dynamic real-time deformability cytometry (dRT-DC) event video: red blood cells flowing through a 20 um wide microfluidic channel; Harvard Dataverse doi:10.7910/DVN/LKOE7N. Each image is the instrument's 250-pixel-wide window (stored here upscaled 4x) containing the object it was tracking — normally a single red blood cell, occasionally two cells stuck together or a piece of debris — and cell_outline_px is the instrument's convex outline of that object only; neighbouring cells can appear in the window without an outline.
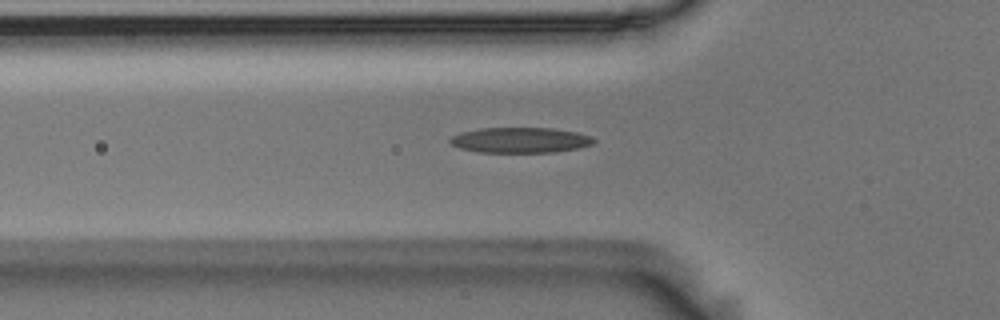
{"species": "Egyptian fruit bat (a non-hibernating species)", "species_latin": "Rousettus aegyptiacus", "temperature_condition": "room temperature", "stored_images_in_passage": 39, "camera_frame_rate_fps": 3000, "um_per_image_px": 0.085, "animal": {"sex": "male"}, "frame": {"image": 1, "passage_image": 2, "time_ms": 0.333, "image_size_px": [1000, 320], "cell_outline_px": [[596, 140], [592, 144], [576, 148], [556, 152], [476, 152], [460, 148], [452, 144], [448, 140], [452, 136], [460, 132], [480, 128], [552, 128], [576, 132], [588, 136]], "centroid_in_image_um": [44.17, 11.91], "position_along_channel_um": 81.6, "area_um2": 21.15}}
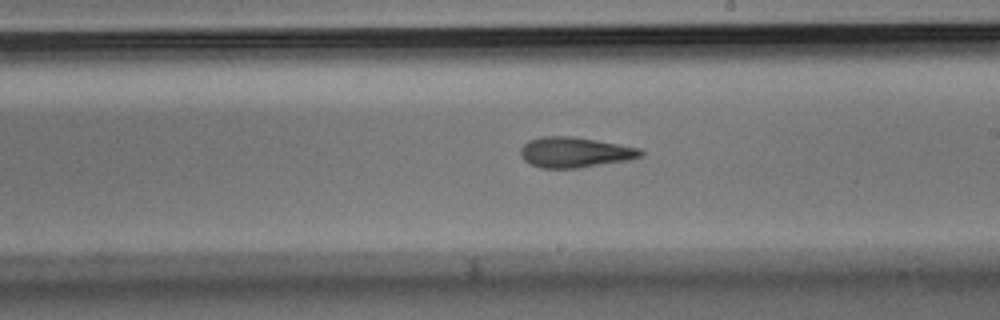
{"frame": {"image": 2, "passage_image": 15, "time_ms": 4.667, "image_size_px": [1000, 320], "cell_outline_px": [[644, 152], [640, 156], [628, 160], [580, 168], [540, 168], [524, 160], [520, 156], [520, 148], [528, 140], [540, 136], [572, 136], [596, 140], [640, 148]], "centroid_in_image_um": [48.83, 12.94], "position_along_channel_um": 240.2, "area_um2": 21.33}}
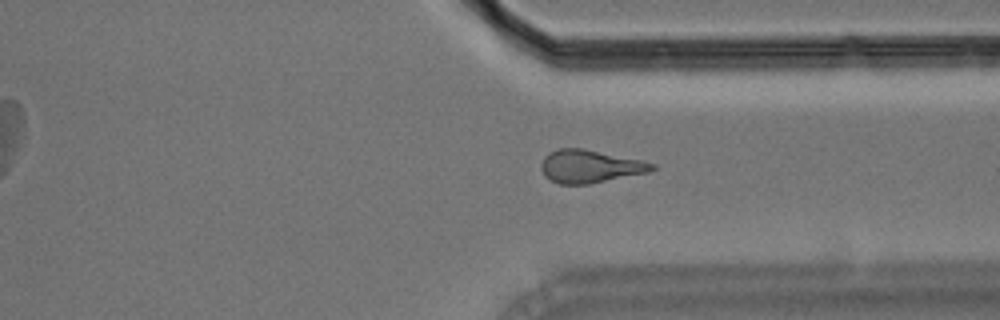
{"frame": {"image": 3, "passage_image": 25, "time_ms": 8.0, "image_size_px": [1000, 320], "cell_outline_px": [[656, 168], [648, 172], [588, 184], [560, 184], [548, 180], [544, 176], [540, 168], [540, 164], [544, 156], [548, 152], [560, 148], [580, 148], [640, 160], [656, 164]], "centroid_in_image_um": [50.08, 14.15], "position_along_channel_um": 361.3, "area_um2": 21.15}, "authors_computed_cell_mechanics": {"area_um2": 21.097, "velocity_mm_per_s": 3.6309, "shape_relaxation_time_tau1_ms": 9.9481, "shape_relaxation_time_tau2_ms": 4.1301, "deformation_change_tau1": 0.2361, "deformation_change_tau2": 0.1531}}